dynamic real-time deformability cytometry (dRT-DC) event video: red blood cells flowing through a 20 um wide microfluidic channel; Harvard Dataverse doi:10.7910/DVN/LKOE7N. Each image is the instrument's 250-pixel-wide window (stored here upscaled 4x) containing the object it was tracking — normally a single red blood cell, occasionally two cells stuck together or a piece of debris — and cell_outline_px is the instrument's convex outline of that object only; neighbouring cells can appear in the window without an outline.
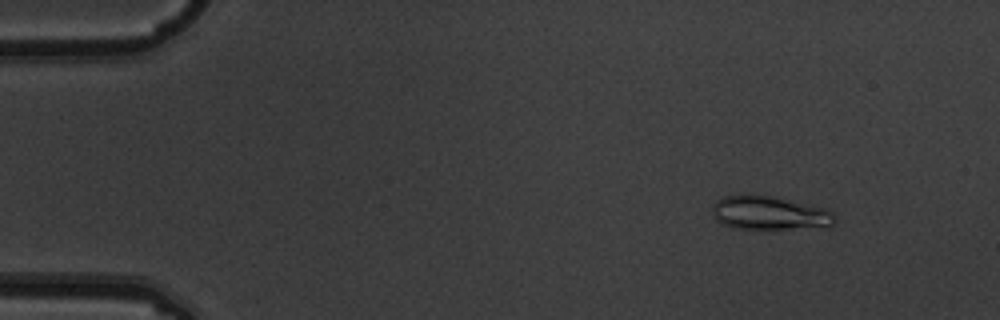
{"species": "common noctule bat (a hibernating species)", "species_latin": "Nyctalus noctula", "temperature_condition": "warm", "stored_images_in_passage": 6, "camera_frame_rate_fps": 3000, "um_per_image_px": 0.085, "animal": {"sex": "male", "body_mass_g": 19.5, "forearm_length_mm": 54.6}, "frame": {"image": 1, "passage_image": 2, "time_ms": 0.333, "image_size_px": [1000, 320], "cell_outline_px": [[836, 220], [832, 224], [788, 228], [732, 228], [720, 224], [716, 220], [712, 212], [712, 204], [716, 200], [724, 196], [756, 192], [776, 196], [824, 208], [832, 212], [836, 216]], "centroid_in_image_um": [65.28, 18.04], "position_along_channel_um": 19.7, "area_um2": 24.22}}